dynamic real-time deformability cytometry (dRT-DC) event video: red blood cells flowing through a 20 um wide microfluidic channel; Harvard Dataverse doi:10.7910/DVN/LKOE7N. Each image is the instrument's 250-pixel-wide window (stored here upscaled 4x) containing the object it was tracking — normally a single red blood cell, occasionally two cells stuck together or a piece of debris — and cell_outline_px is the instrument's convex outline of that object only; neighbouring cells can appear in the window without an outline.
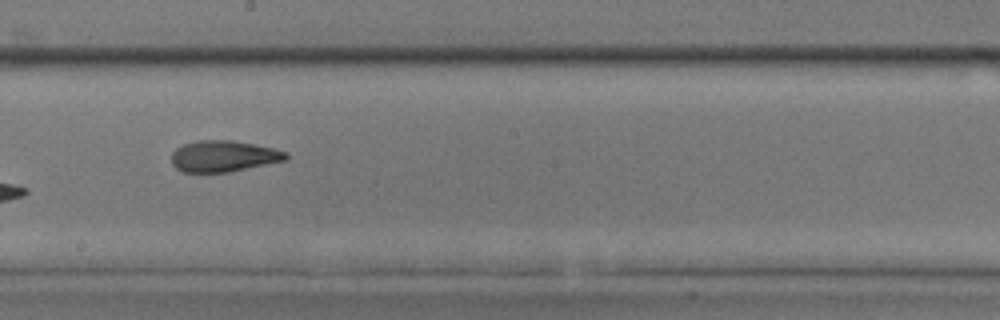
{"species": "common noctule bat (a hibernating species)", "species_latin": "Nyctalus noctula", "temperature_condition": "room temperature", "stored_images_in_passage": 9, "camera_frame_rate_fps": 3000, "um_per_image_px": 0.085, "animal": {"sex": "male", "body_mass_g": 17.9, "forearm_length_mm": 54.2}, "frame": {"image": 1, "passage_image": 8, "time_ms": 2.333, "image_size_px": [1000, 320], "cell_outline_px": [[288, 156], [284, 160], [228, 172], [184, 172], [176, 168], [172, 164], [172, 152], [176, 148], [184, 144], [196, 140], [232, 140], [272, 148], [288, 152]], "centroid_in_image_um": [18.96, 13.27], "position_along_channel_um": 229.2, "area_um2": 20.58}}
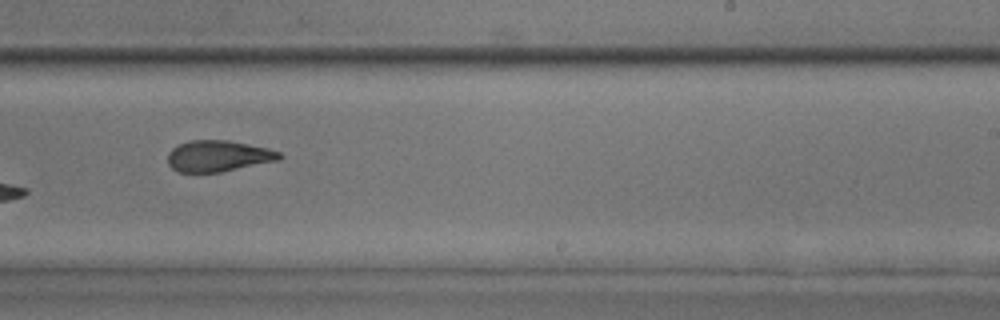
{"frame": {"image": 2, "passage_image": 9, "time_ms": 2.667, "image_size_px": [1000, 320], "cell_outline_px": [[284, 156], [280, 160], [220, 172], [176, 172], [168, 164], [168, 152], [172, 148], [188, 140], [228, 140], [268, 148], [280, 152]], "centroid_in_image_um": [18.55, 13.26], "position_along_channel_um": 270.4, "area_um2": 20.4}}